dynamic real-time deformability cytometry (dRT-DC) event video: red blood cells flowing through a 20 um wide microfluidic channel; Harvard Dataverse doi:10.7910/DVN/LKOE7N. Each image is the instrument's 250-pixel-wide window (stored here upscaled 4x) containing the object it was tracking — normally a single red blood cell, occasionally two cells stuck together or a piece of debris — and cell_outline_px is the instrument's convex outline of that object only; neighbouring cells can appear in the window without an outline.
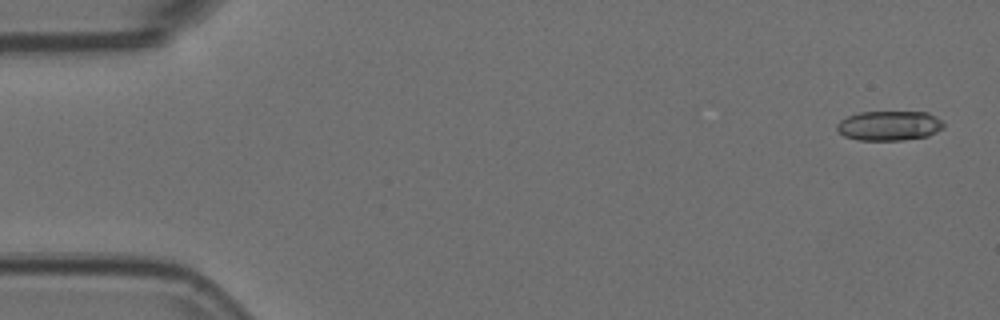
{"species": "Egyptian fruit bat (a non-hibernating species)", "species_latin": "Rousettus aegyptiacus", "temperature_condition": "room temperature", "stored_images_in_passage": 46, "camera_frame_rate_fps": 3000, "um_per_image_px": 0.085, "animal": {"sex": "female"}, "frame": {"image": 1, "passage_image": 2, "time_ms": 0.333, "image_size_px": [1000, 320], "cell_outline_px": [[944, 128], [928, 136], [904, 140], [856, 140], [844, 136], [836, 128], [836, 124], [840, 120], [848, 116], [860, 112], [928, 112], [936, 116], [944, 124]], "centroid_in_image_um": [75.59, 10.68], "position_along_channel_um": 9.4, "area_um2": 18.55}}
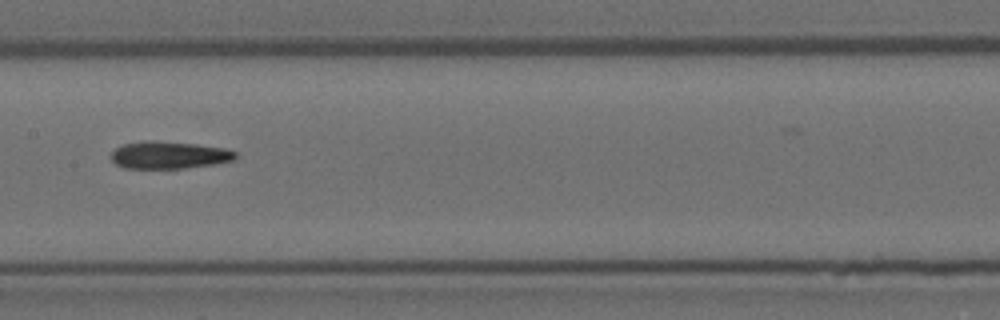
{"frame": {"image": 2, "passage_image": 27, "time_ms": 8.667, "image_size_px": [1000, 320], "cell_outline_px": [[236, 156], [232, 160], [212, 164], [184, 168], [124, 168], [116, 164], [112, 160], [112, 152], [116, 148], [124, 144], [144, 140], [152, 140], [196, 144], [224, 148], [236, 152]], "centroid_in_image_um": [14.33, 13.17], "position_along_channel_um": 193.1, "area_um2": 19.59}}
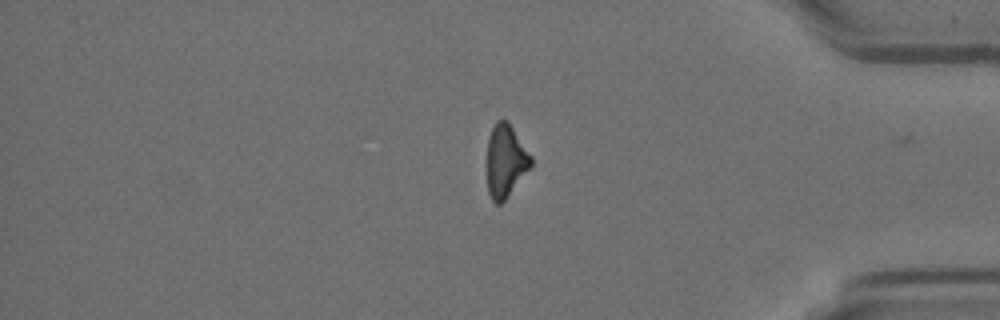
{"frame": {"image": 3, "passage_image": 45, "time_ms": 14.667, "image_size_px": [1000, 320], "cell_outline_px": [[532, 164], [508, 196], [500, 204], [496, 204], [492, 200], [488, 192], [488, 136], [496, 120], [508, 120], [532, 156]], "centroid_in_image_um": [42.98, 13.65], "position_along_channel_um": 392.2, "area_um2": 18.44}}